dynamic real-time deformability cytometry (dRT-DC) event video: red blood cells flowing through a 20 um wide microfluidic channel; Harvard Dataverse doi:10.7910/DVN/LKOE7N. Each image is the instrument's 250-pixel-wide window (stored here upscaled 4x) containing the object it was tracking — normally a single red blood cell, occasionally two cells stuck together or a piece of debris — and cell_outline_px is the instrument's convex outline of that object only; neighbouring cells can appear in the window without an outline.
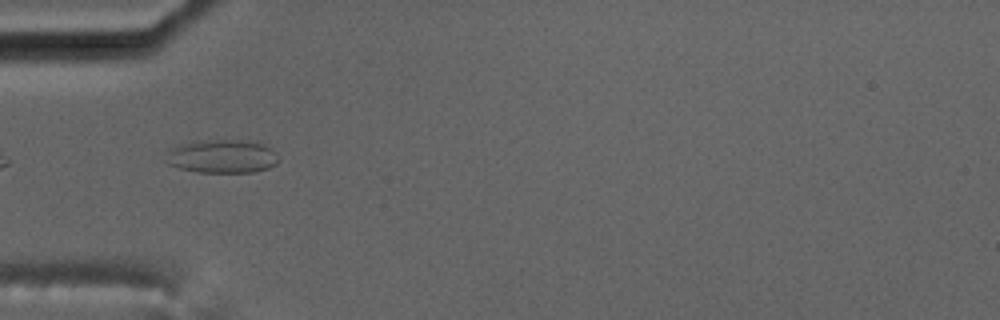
{"species": "common noctule bat (a hibernating species)", "species_latin": "Nyctalus noctula", "temperature_condition": "cold", "stored_images_in_passage": 5, "camera_frame_rate_fps": 3000, "um_per_image_px": 0.085, "animal": {"sex": "male", "body_mass_g": 17.5, "forearm_length_mm": 52.3}, "frame": {"image": 1, "passage_image": 4, "time_ms": 5.333, "image_size_px": [1000, 320], "cell_outline_px": [[280, 160], [276, 164], [268, 168], [252, 172], [196, 172], [180, 168], [168, 164], [164, 160], [168, 148], [176, 144], [192, 140], [256, 140], [272, 148], [280, 156]], "centroid_in_image_um": [18.86, 13.26], "position_along_channel_um": 66.1, "area_um2": 22.77}}